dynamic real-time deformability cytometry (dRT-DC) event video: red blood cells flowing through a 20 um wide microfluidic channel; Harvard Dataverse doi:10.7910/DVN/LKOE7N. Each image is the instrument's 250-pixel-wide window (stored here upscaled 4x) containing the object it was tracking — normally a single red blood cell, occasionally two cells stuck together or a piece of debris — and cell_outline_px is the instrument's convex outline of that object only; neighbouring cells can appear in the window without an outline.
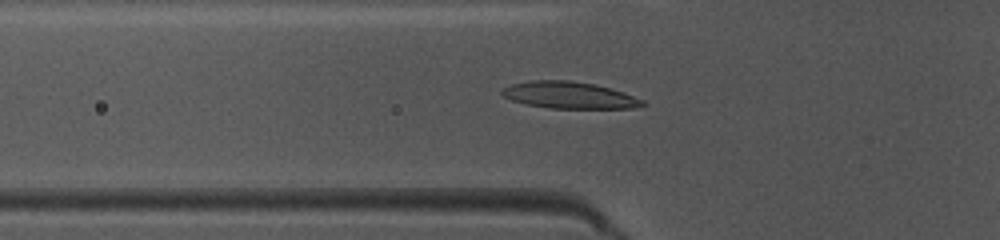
{"species": "common noctule bat (a hibernating species)", "species_latin": "Nyctalus noctula", "temperature_condition": "warm", "stored_images_in_passage": 50, "camera_frame_rate_fps": 3000, "um_per_image_px": 0.085, "animal": {"sex": "female", "body_mass_g": 10.0, "forearm_length_mm": 53.1}, "frame": {"image": 1, "passage_image": 18, "time_ms": 5.667, "image_size_px": [1000, 240], "cell_outline_px": [[648, 104], [632, 108], [548, 108], [524, 104], [512, 100], [504, 96], [500, 92], [504, 88], [512, 84], [532, 80], [568, 80], [592, 84], [608, 88], [644, 100]], "centroid_in_image_um": [48.35, 8.1], "position_along_channel_um": 77.4, "area_um2": 21.62}}
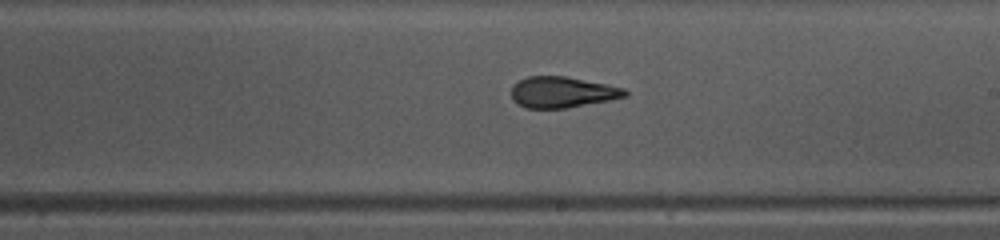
{"frame": {"image": 2, "passage_image": 30, "time_ms": 9.667, "image_size_px": [1000, 240], "cell_outline_px": [[628, 96], [568, 108], [524, 108], [512, 100], [512, 84], [528, 76], [568, 76], [624, 88], [628, 92]], "centroid_in_image_um": [47.77, 7.83], "position_along_channel_um": 241.2, "area_um2": 20.58}}
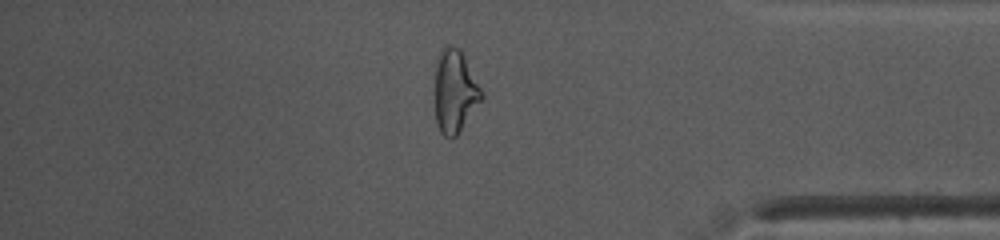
{"frame": {"image": 3, "passage_image": 43, "time_ms": 14.0, "image_size_px": [1000, 240], "cell_outline_px": [[484, 96], [456, 136], [444, 136], [440, 132], [436, 124], [436, 60], [440, 48], [444, 44], [452, 44], [460, 48], [484, 92]], "centroid_in_image_um": [38.67, 7.69], "position_along_channel_um": 396.5, "area_um2": 22.6}, "authors_computed_cell_mechanics": {"area_um2": 21.1837, "velocity_mm_per_s": 4.0546, "shape_relaxation_time_tau1_ms": 7.0011, "shape_relaxation_time_tau2_ms": 2.1154, "deformation_change_tau1": 0.22, "deformation_change_tau2": 0.0814}}